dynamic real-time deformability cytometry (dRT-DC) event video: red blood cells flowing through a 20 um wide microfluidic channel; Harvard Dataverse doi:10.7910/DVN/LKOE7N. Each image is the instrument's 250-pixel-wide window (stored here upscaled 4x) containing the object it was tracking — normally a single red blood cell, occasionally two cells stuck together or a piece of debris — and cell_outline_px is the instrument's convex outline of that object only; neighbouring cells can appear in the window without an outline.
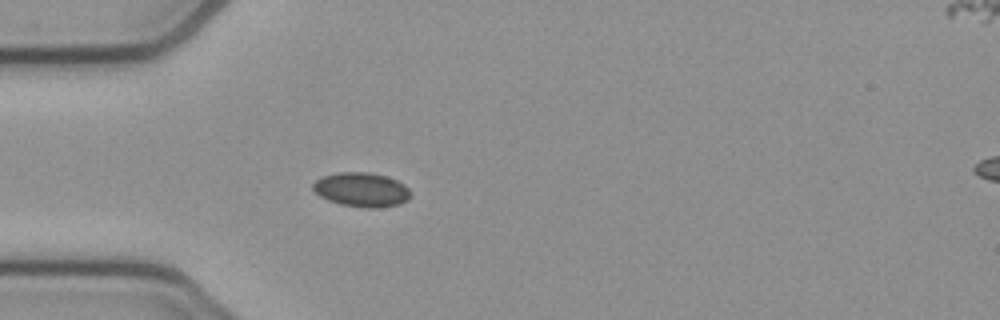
{"species": "common noctule bat (a hibernating species)", "species_latin": "Nyctalus noctula", "temperature_condition": "cold", "stored_images_in_passage": 38, "camera_frame_rate_fps": 3000, "um_per_image_px": 0.085, "animal": {"sex": "female", "body_mass_g": 21.9}, "frame": {"image": 1, "passage_image": 1, "time_ms": 0.0, "image_size_px": [1000, 320], "cell_outline_px": [[412, 192], [408, 200], [400, 204], [376, 208], [364, 208], [340, 204], [328, 200], [320, 196], [312, 188], [312, 184], [316, 180], [324, 176], [336, 172], [368, 172], [388, 176], [404, 184]], "centroid_in_image_um": [30.75, 16.12], "position_along_channel_um": 54.2, "area_um2": 19.65}}
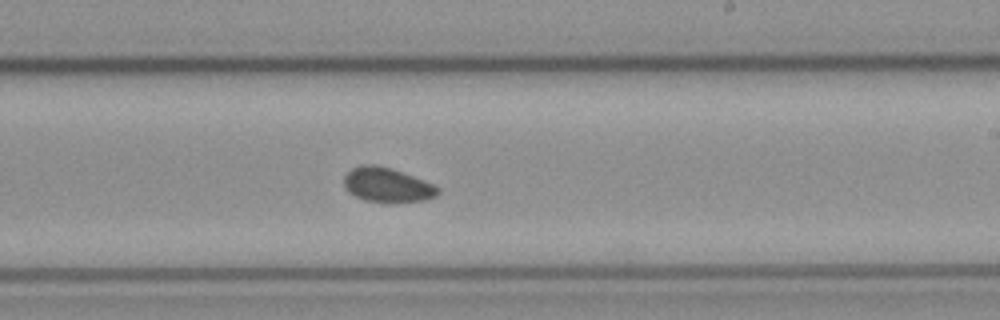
{"frame": {"image": 2, "passage_image": 17, "time_ms": 5.333, "image_size_px": [1000, 320], "cell_outline_px": [[440, 192], [436, 196], [424, 200], [392, 204], [364, 200], [348, 192], [344, 188], [344, 176], [352, 168], [360, 164], [376, 164], [424, 180], [440, 188]], "centroid_in_image_um": [32.89, 15.75], "position_along_channel_um": 256.1, "area_um2": 19.07}}
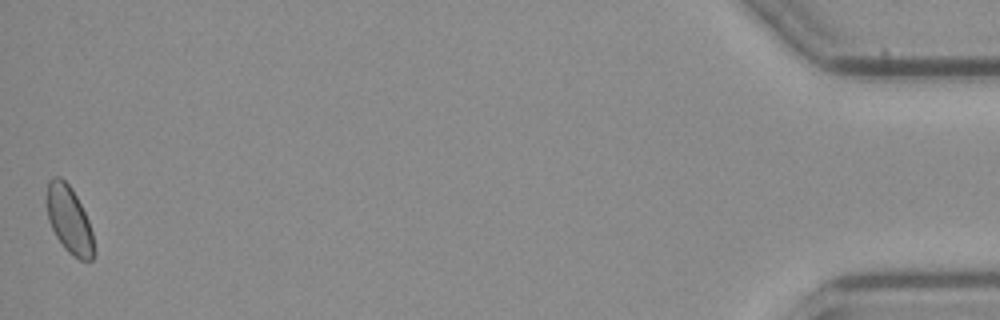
{"frame": {"image": 3, "passage_image": 38, "time_ms": 12.333, "image_size_px": [1000, 320], "cell_outline_px": [[96, 252], [92, 260], [80, 260], [72, 256], [64, 248], [56, 236], [48, 220], [44, 200], [48, 180], [52, 176], [60, 176], [72, 188], [88, 220], [92, 232]], "centroid_in_image_um": [5.85, 18.67], "position_along_channel_um": 429.4, "area_um2": 18.96}}